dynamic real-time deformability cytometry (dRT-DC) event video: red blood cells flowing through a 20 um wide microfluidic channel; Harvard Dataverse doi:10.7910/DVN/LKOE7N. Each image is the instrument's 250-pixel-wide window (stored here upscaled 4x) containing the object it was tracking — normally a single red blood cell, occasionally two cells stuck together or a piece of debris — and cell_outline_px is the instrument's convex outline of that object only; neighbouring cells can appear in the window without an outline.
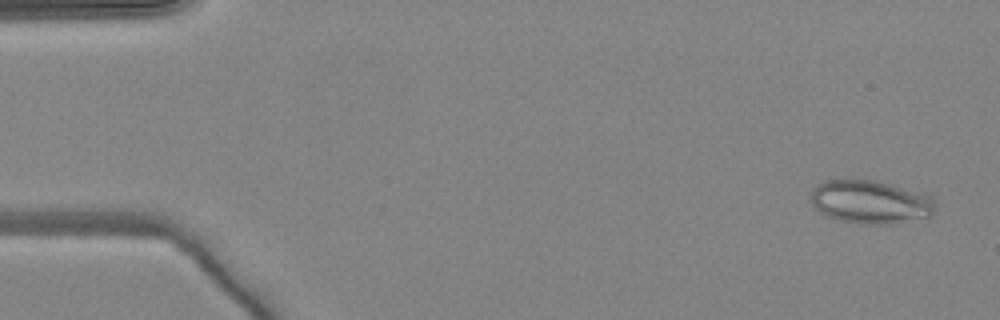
{"species": "common noctule bat (a hibernating species)", "species_latin": "Nyctalus noctula", "temperature_condition": "warm", "stored_images_in_passage": 50, "camera_frame_rate_fps": 3000, "um_per_image_px": 0.085, "animal": {"sex": "female", "body_mass_g": 24.6, "forearm_length_mm": 56.2}, "frame": {"image": 1, "passage_image": 3, "time_ms": 0.667, "image_size_px": [1000, 320], "cell_outline_px": [[936, 196], [932, 216], [892, 224], [860, 224], [840, 220], [828, 216], [820, 212], [812, 204], [812, 188], [816, 184], [824, 180], [876, 180], [932, 192]], "centroid_in_image_um": [74.1, 17.14], "position_along_channel_um": 10.9, "area_um2": 32.31}}
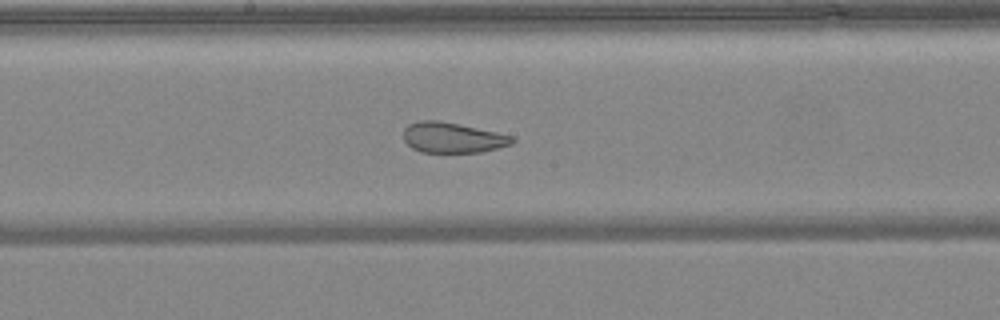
{"frame": {"image": 2, "passage_image": 27, "time_ms": 8.667, "image_size_px": [1000, 320], "cell_outline_px": [[516, 140], [512, 144], [484, 152], [420, 152], [412, 148], [404, 140], [404, 128], [408, 124], [416, 120], [436, 120], [460, 124], [496, 132], [512, 136]], "centroid_in_image_um": [38.46, 11.69], "position_along_channel_um": 209.7, "area_um2": 19.36}}
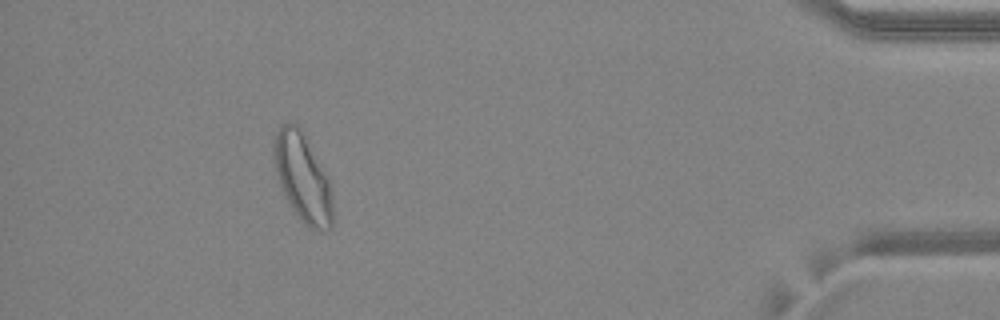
{"frame": {"image": 3, "passage_image": 46, "time_ms": 15.0, "image_size_px": [1000, 320], "cell_outline_px": [[332, 228], [328, 232], [316, 232], [308, 228], [304, 224], [292, 208], [280, 184], [272, 152], [272, 144], [276, 132], [280, 124], [296, 124], [300, 128], [328, 180], [332, 200]], "centroid_in_image_um": [25.72, 15.16], "position_along_channel_um": 409.5, "area_um2": 29.71}, "authors_computed_cell_mechanics": {"area_um2": 27.3394, "velocity_mm_per_s": 4.0986, "shape_relaxation_time_tau1_ms": null, "shape_relaxation_time_tau2_ms": 1.2084, "deformation_change_tau1": null, "deformation_change_tau2": 0.0781}}